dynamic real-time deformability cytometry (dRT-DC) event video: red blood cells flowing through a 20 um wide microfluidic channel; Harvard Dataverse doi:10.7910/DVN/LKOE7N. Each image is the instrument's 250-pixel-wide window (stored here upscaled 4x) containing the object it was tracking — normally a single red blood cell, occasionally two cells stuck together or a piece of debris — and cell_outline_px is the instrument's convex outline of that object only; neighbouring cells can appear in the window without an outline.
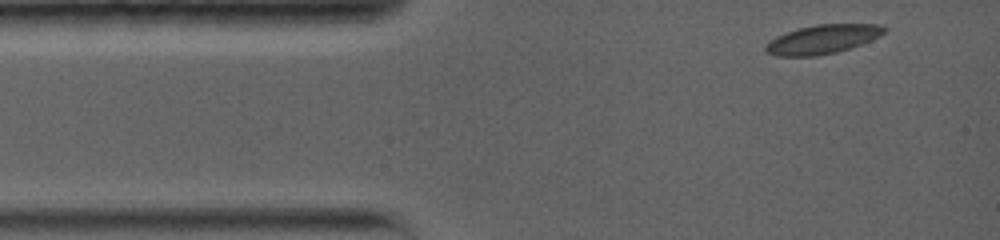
{"species": "common noctule bat (a hibernating species)", "species_latin": "Nyctalus noctula", "temperature_condition": "warm", "stored_images_in_passage": 21, "camera_frame_rate_fps": 5000, "um_per_image_px": 0.085, "animal": {"sex": "female", "body_mass_g": 19.0, "forearm_length_mm": 56.7}, "frame": {"image": 1, "passage_image": 1, "time_ms": 0.0, "image_size_px": [1000, 240], "cell_outline_px": [[888, 28], [880, 36], [872, 40], [836, 52], [816, 56], [776, 56], [768, 52], [764, 48], [764, 44], [776, 36], [800, 28], [816, 24], [880, 24]], "centroid_in_image_um": [69.92, 3.33], "position_along_channel_um": 15.1, "area_um2": 19.94}}
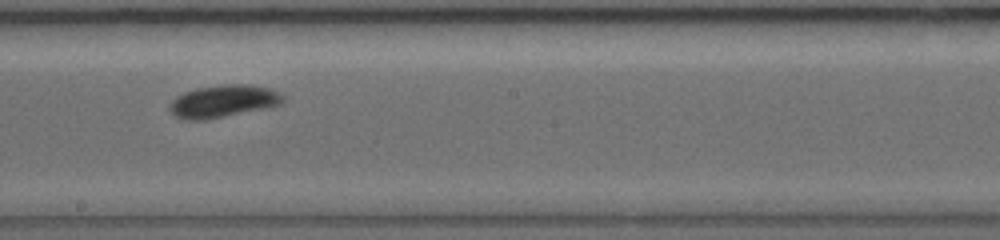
{"frame": {"image": 2, "passage_image": 12, "time_ms": 7.0, "image_size_px": [1000, 240], "cell_outline_px": [[284, 100], [280, 104], [264, 108], [204, 120], [184, 120], [176, 116], [168, 108], [172, 100], [176, 96], [184, 92], [196, 88], [228, 84], [252, 84], [268, 88], [284, 96]], "centroid_in_image_um": [18.94, 8.6], "position_along_channel_um": 229.3, "area_um2": 21.15}}
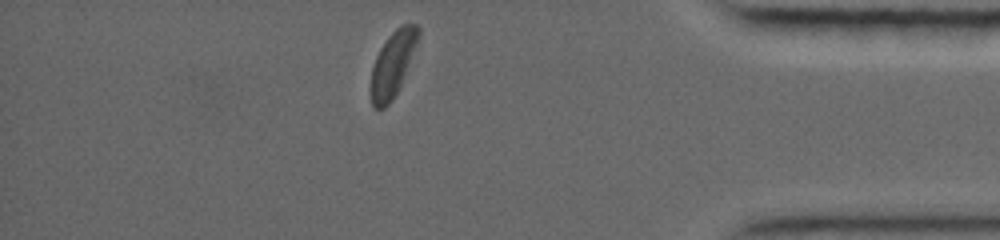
{"frame": {"image": 3, "passage_image": 21, "time_ms": 12.4, "image_size_px": [1000, 240], "cell_outline_px": [[420, 36], [400, 84], [392, 100], [384, 108], [372, 108], [372, 68], [376, 56], [380, 48], [388, 36], [400, 24], [416, 24], [420, 28]], "centroid_in_image_um": [33.39, 5.38], "position_along_channel_um": 401.8, "area_um2": 17.51}, "authors_computed_cell_mechanics": {"area_um2": 20.0566, "velocity_mm_per_s": 3.7645, "shape_relaxation_time_tau1_ms": 1.5589, "shape_relaxation_time_tau2_ms": 3.0885, "deformation_change_tau1": 0.0905, "deformation_change_tau2": 0.0611}}